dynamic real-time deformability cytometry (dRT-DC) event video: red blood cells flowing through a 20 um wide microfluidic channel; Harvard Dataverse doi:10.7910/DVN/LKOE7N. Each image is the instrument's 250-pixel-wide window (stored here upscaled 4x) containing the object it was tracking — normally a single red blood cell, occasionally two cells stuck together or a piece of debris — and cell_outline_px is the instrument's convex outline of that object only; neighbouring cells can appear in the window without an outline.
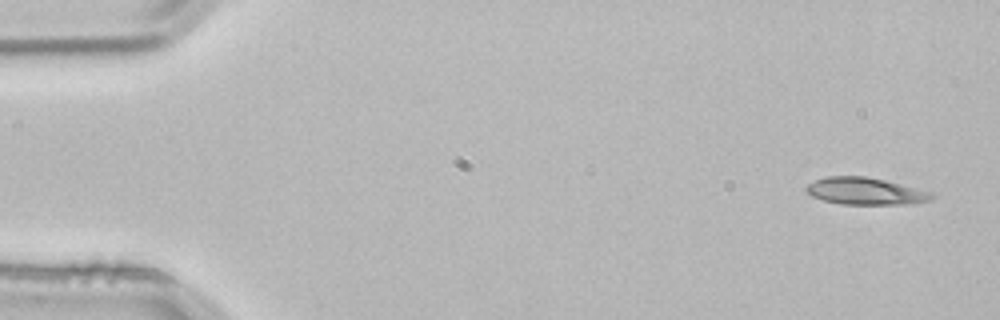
{"species": "common noctule bat (a hibernating species)", "species_latin": "Nyctalus noctula", "temperature_condition": "room temperature", "stored_images_in_passage": 3, "camera_frame_rate_fps": 3000, "um_per_image_px": 0.085, "animal": {"sex": "male", "body_mass_g": 21.5, "forearm_length_mm": 52.0}, "frame": {"image": 1, "passage_image": 1, "time_ms": 0.0, "image_size_px": [1000, 320], "cell_outline_px": [[936, 196], [928, 200], [908, 204], [840, 204], [824, 200], [812, 196], [804, 188], [808, 184], [816, 180], [828, 176], [868, 176], [932, 192]], "centroid_in_image_um": [73.55, 16.24], "position_along_channel_um": 11.5, "area_um2": 19.59}}
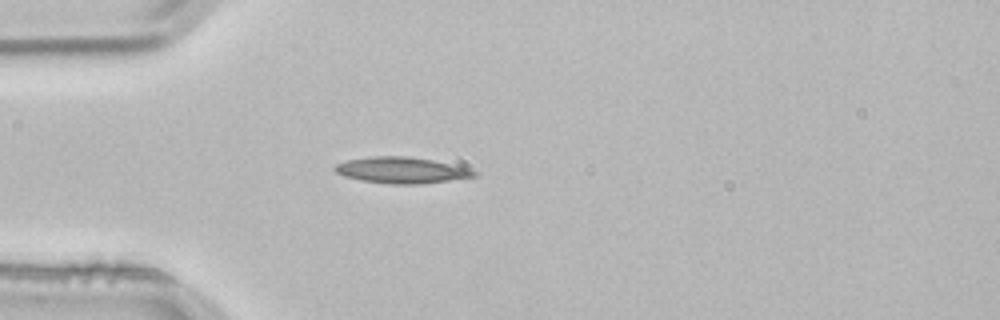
{"frame": {"image": 2, "passage_image": 3, "time_ms": 0.667, "image_size_px": [1000, 320], "cell_outline_px": [[480, 176], [420, 184], [392, 184], [360, 180], [344, 176], [336, 172], [332, 168], [336, 164], [348, 160], [372, 156], [408, 156], [432, 160], [468, 168], [480, 172]], "centroid_in_image_um": [34.16, 14.47], "position_along_channel_um": 50.8, "area_um2": 21.27}}